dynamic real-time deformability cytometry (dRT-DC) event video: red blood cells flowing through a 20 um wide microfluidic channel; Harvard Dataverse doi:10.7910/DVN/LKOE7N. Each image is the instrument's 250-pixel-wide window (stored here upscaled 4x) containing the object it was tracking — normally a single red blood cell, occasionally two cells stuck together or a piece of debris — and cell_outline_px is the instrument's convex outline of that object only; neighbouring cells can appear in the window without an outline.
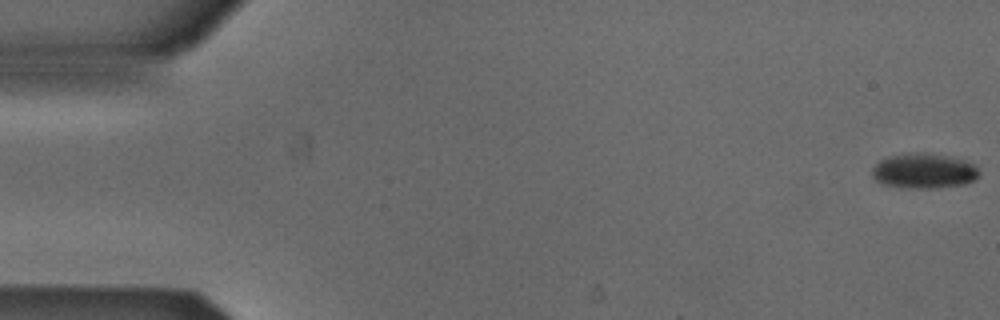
{"species": "Egyptian fruit bat (a non-hibernating species)", "species_latin": "Rousettus aegyptiacus", "temperature_condition": "cold", "stored_images_in_passage": 54, "segment_of_instrument_passage": [1, 2], "camera_frame_rate_fps": 3000, "um_per_image_px": 0.085, "animal": {"sex": "male"}, "frame": {"image": 1, "passage_image": 1, "time_ms": 0.0, "image_size_px": [1000, 320], "cell_outline_px": [[980, 176], [976, 180], [964, 184], [936, 188], [900, 188], [880, 184], [872, 176], [872, 168], [880, 160], [888, 156], [908, 152], [924, 152], [952, 156], [976, 164], [980, 172]], "centroid_in_image_um": [78.55, 14.52], "position_along_channel_um": 6.5, "area_um2": 22.54}}
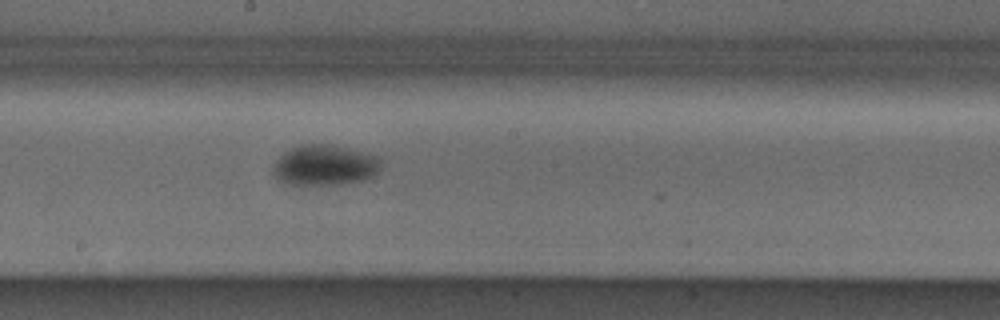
{"frame": {"image": 2, "passage_image": 29, "time_ms": 9.333, "image_size_px": [1000, 320], "cell_outline_px": [[384, 160], [380, 168], [372, 176], [364, 180], [340, 184], [288, 184], [280, 180], [272, 172], [272, 164], [284, 152], [300, 144], [328, 144], [376, 156]], "centroid_in_image_um": [27.58, 14.04], "position_along_channel_um": 220.6, "area_um2": 25.26}}
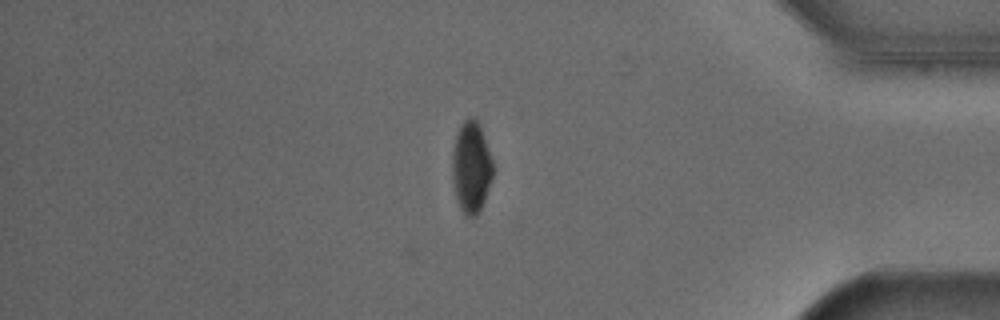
{"frame": {"image": 3, "passage_image": 45, "time_ms": 14.667, "image_size_px": [1000, 320], "cell_outline_px": [[492, 176], [484, 200], [476, 216], [464, 216], [460, 208], [456, 196], [452, 180], [452, 152], [456, 136], [460, 124], [468, 116], [476, 116], [480, 124], [492, 160]], "centroid_in_image_um": [40.03, 14.16], "position_along_channel_um": 395.2, "area_um2": 21.68}}